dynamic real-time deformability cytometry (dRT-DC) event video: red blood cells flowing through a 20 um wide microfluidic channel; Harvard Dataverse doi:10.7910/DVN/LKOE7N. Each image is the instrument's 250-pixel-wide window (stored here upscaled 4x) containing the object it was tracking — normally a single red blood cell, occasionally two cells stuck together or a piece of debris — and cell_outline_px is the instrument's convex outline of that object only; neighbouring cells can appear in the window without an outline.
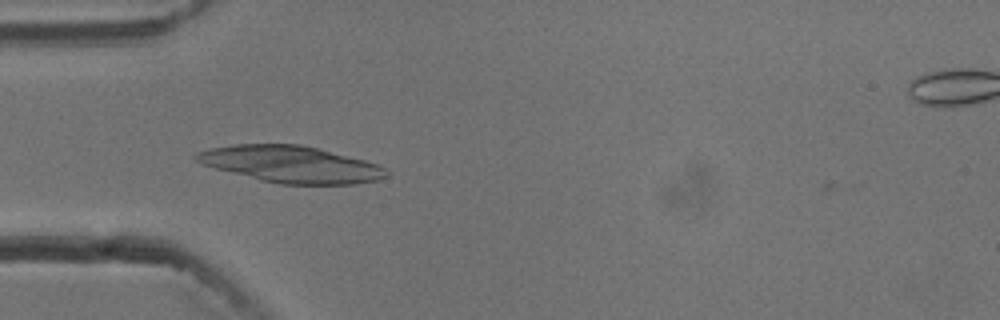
{"species": "common noctule bat (a hibernating species)", "species_latin": "Nyctalus noctula", "temperature_condition": "cold", "stored_images_in_passage": 43, "camera_frame_rate_fps": 3000, "um_per_image_px": 0.085, "animal": {"sex": "male", "body_mass_g": 13.3}, "frame": {"image": 1, "passage_image": 5, "time_ms": 1.333, "image_size_px": [1000, 320], "cell_outline_px": [[388, 176], [380, 180], [356, 184], [280, 184], [260, 180], [216, 168], [204, 164], [196, 160], [192, 156], [196, 152], [212, 148], [236, 144], [300, 144], [364, 160], [376, 164], [384, 168], [388, 172]], "centroid_in_image_um": [24.74, 13.97], "position_along_channel_um": 60.3, "area_um2": 40.29}}
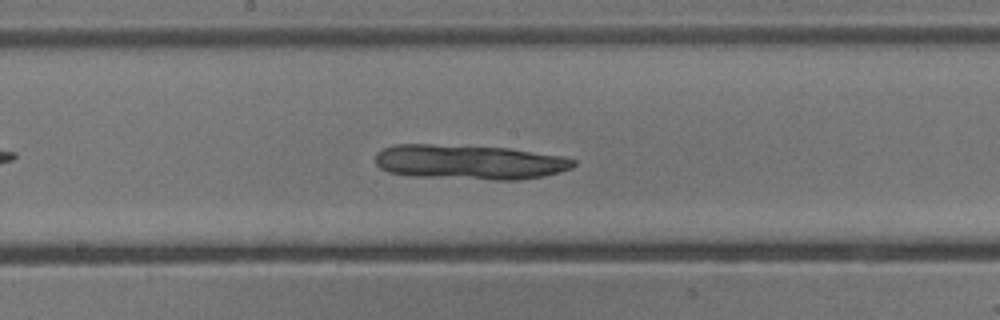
{"frame": {"image": 2, "passage_image": 17, "time_ms": 5.333, "image_size_px": [1000, 320], "cell_outline_px": [[576, 164], [572, 168], [544, 176], [520, 180], [492, 180], [412, 176], [388, 172], [380, 168], [376, 164], [376, 152], [392, 144], [432, 144], [508, 148], [564, 156], [576, 160]], "centroid_in_image_um": [39.9, 13.78], "position_along_channel_um": 208.3, "area_um2": 40.46}}
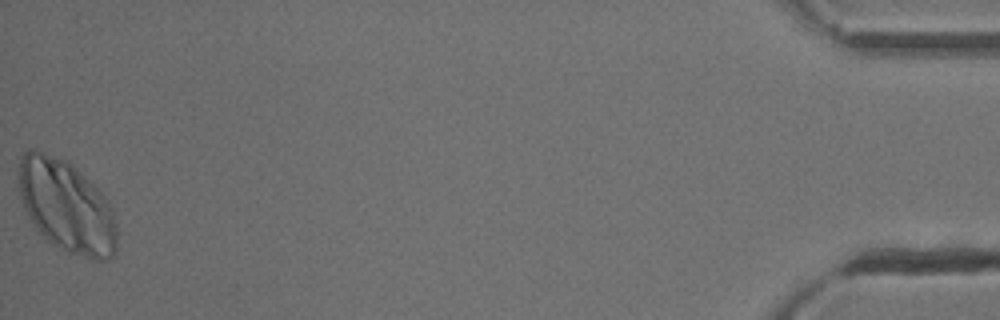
{"frame": {"image": 3, "passage_image": 43, "time_ms": 14.0, "image_size_px": [1000, 320], "cell_outline_px": [[116, 256], [108, 260], [92, 260], [68, 252], [60, 248], [36, 232], [24, 208], [20, 196], [16, 176], [20, 156], [28, 148], [36, 148], [68, 160], [108, 200], [112, 208], [116, 224]], "centroid_in_image_um": [5.61, 17.51], "position_along_channel_um": 429.6, "area_um2": 53.81}}